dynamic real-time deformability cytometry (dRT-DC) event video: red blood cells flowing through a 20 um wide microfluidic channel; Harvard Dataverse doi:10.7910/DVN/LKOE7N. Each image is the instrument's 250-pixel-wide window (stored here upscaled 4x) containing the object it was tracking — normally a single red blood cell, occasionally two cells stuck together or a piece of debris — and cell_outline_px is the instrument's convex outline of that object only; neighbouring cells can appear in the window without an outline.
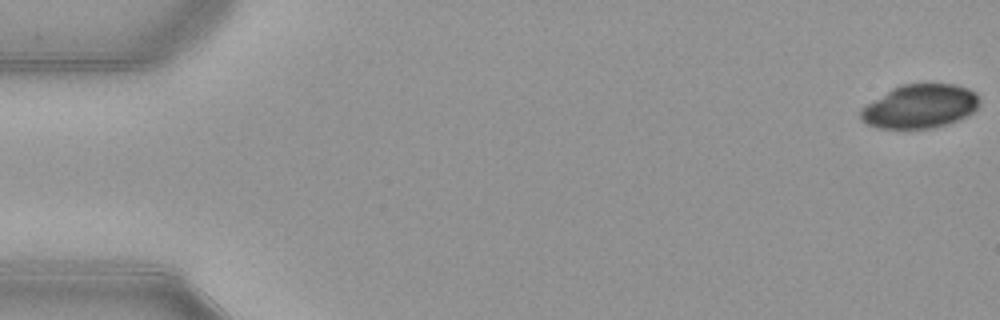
{"species": "common noctule bat (a hibernating species)", "species_latin": "Nyctalus noctula", "temperature_condition": "warm", "stored_images_in_passage": 53, "camera_frame_rate_fps": 3000, "um_per_image_px": 0.085, "animal": {"sex": "female", "body_mass_g": 21.9}, "frame": {"image": 1, "passage_image": 1, "time_ms": 0.0, "image_size_px": [1000, 320], "cell_outline_px": [[980, 104], [968, 116], [948, 124], [932, 128], [876, 128], [864, 124], [860, 120], [860, 108], [892, 88], [904, 84], [956, 84], [968, 88], [976, 92], [980, 100]], "centroid_in_image_um": [78.19, 9.04], "position_along_channel_um": 6.8, "area_um2": 30.58}}
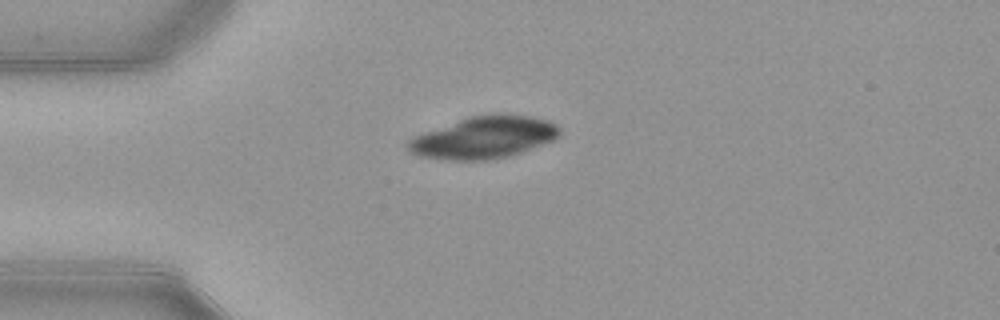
{"frame": {"image": 2, "passage_image": 14, "time_ms": 4.333, "image_size_px": [1000, 320], "cell_outline_px": [[560, 136], [556, 140], [508, 156], [488, 160], [444, 160], [416, 156], [408, 152], [408, 140], [412, 136], [468, 116], [496, 112], [528, 116], [548, 120], [556, 124], [560, 128]], "centroid_in_image_um": [41.11, 11.67], "position_along_channel_um": 43.9, "area_um2": 37.74}}
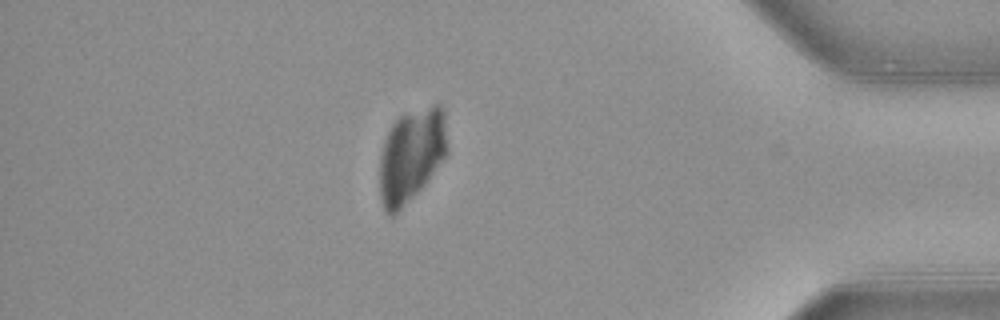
{"frame": {"image": 3, "passage_image": 46, "time_ms": 15.0, "image_size_px": [1000, 320], "cell_outline_px": [[448, 152], [424, 184], [392, 216], [388, 216], [380, 200], [380, 156], [384, 140], [392, 124], [400, 116], [432, 104], [440, 104], [444, 108], [448, 144]], "centroid_in_image_um": [34.97, 13.15], "position_along_channel_um": 400.2, "area_um2": 36.65}}